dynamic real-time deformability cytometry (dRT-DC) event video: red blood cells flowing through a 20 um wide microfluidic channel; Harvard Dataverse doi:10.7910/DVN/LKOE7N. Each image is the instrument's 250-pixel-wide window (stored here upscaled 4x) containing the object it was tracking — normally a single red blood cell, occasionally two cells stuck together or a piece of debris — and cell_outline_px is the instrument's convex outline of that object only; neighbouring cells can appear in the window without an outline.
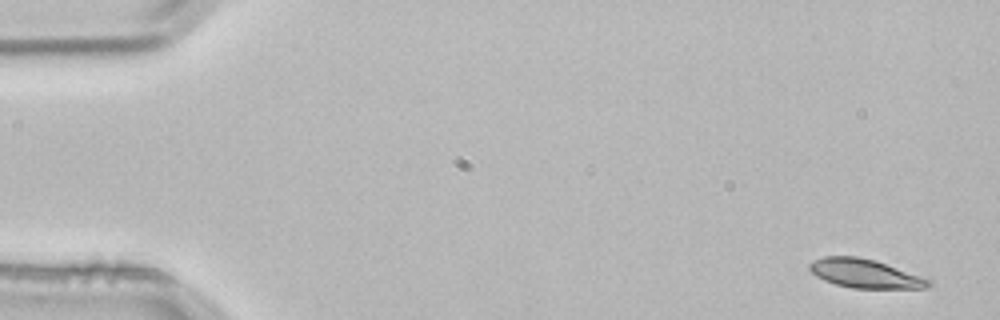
{"species": "common noctule bat (a hibernating species)", "species_latin": "Nyctalus noctula", "temperature_condition": "room temperature", "stored_images_in_passage": 3, "segment_of_instrument_passage": [2, 2], "camera_frame_rate_fps": 3000, "um_per_image_px": 0.085, "animal": {"sex": "male", "body_mass_g": 21.5, "forearm_length_mm": 52.0}, "frame": {"image": 1, "passage_image": 3, "time_ms": 0.667, "image_size_px": [1000, 320], "cell_outline_px": [[932, 284], [928, 288], [852, 288], [836, 284], [824, 280], [816, 276], [808, 268], [808, 264], [812, 260], [824, 256], [856, 256], [876, 260], [932, 280]], "centroid_in_image_um": [73.51, 23.24], "position_along_channel_um": 11.5, "area_um2": 20.06}}